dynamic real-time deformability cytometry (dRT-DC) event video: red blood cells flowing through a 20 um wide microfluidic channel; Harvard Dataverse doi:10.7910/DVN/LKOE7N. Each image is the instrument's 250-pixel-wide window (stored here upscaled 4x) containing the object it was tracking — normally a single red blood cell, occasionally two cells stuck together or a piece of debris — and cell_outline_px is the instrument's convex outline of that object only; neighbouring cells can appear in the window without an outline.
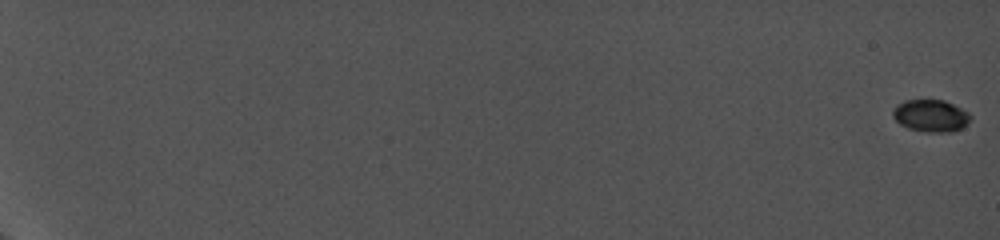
{"species": "common noctule bat (a hibernating species)", "species_latin": "Nyctalus noctula", "temperature_condition": "cold", "stored_images_in_passage": 45, "camera_frame_rate_fps": 5000, "um_per_image_px": 0.085, "animal": {"sex": "female", "body_mass_g": 19.0, "forearm_length_mm": 56.7}, "frame": {"image": 1, "passage_image": 1, "time_ms": 0.0, "image_size_px": [1000, 240], "cell_outline_px": [[968, 120], [960, 128], [948, 132], [924, 132], [908, 128], [900, 124], [892, 116], [892, 112], [904, 100], [944, 100], [968, 112]], "centroid_in_image_um": [79.07, 9.84], "position_along_channel_um": 5.9, "area_um2": 14.1}}
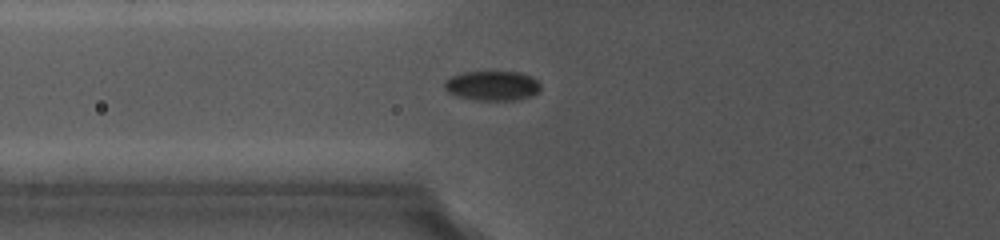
{"frame": {"image": 2, "passage_image": 28, "time_ms": 9.4, "image_size_px": [1000, 240], "cell_outline_px": [[540, 88], [536, 92], [528, 96], [516, 100], [476, 100], [456, 96], [448, 92], [444, 88], [444, 80], [452, 76], [464, 72], [520, 72], [532, 76], [540, 84]], "centroid_in_image_um": [41.81, 7.28], "position_along_channel_um": 84.0, "area_um2": 16.53}}
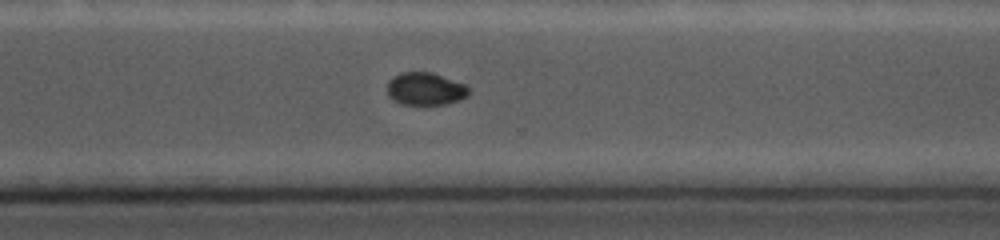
{"frame": {"image": 3, "passage_image": 45, "time_ms": 16.0, "image_size_px": [1000, 240], "cell_outline_px": [[468, 96], [460, 100], [444, 104], [400, 104], [388, 92], [388, 80], [392, 76], [400, 72], [432, 72], [464, 84], [468, 88]], "centroid_in_image_um": [36.16, 7.54], "position_along_channel_um": 334.4, "area_um2": 15.32}}